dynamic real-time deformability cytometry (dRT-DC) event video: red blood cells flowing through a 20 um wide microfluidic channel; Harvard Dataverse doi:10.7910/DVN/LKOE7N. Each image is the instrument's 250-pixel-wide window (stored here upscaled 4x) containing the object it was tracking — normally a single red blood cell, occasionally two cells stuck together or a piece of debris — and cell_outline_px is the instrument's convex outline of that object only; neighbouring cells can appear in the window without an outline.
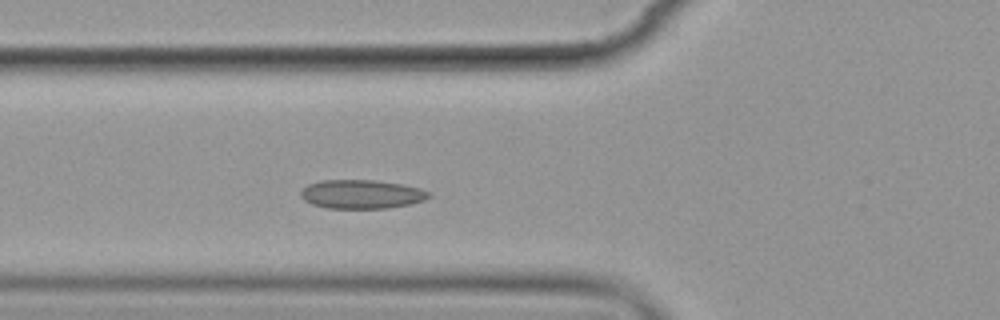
{"species": "common noctule bat (a hibernating species)", "species_latin": "Nyctalus noctula", "temperature_condition": "cold", "stored_images_in_passage": 5, "camera_frame_rate_fps": 3000, "um_per_image_px": 0.085, "animal": {"sex": "female", "body_mass_g": 19.9}, "frame": {"image": 1, "passage_image": 5, "time_ms": 4.667, "image_size_px": [1000, 320], "cell_outline_px": [[432, 196], [424, 200], [408, 204], [388, 208], [328, 208], [312, 204], [304, 200], [300, 196], [300, 192], [308, 184], [320, 180], [376, 180], [404, 184], [420, 188], [432, 192]], "centroid_in_image_um": [30.76, 16.5], "position_along_channel_um": 95.0, "area_um2": 21.68}}